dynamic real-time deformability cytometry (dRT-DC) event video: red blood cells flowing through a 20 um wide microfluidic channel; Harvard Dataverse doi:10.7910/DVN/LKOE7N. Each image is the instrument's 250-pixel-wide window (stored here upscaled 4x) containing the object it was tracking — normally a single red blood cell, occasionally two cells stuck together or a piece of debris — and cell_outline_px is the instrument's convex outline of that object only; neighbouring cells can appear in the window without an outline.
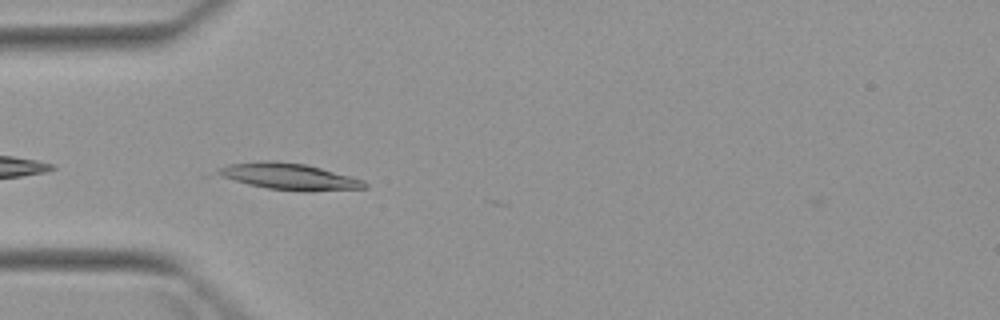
{"species": "Egyptian fruit bat (a non-hibernating species)", "species_latin": "Rousettus aegyptiacus", "temperature_condition": "warm", "stored_images_in_passage": 6, "camera_frame_rate_fps": 3000, "um_per_image_px": 0.085, "animal": {"sex": "female"}, "frame": {"image": 1, "passage_image": 5, "time_ms": 4.667, "image_size_px": [1000, 320], "cell_outline_px": [[368, 188], [304, 192], [268, 188], [200, 176], [216, 168], [228, 164], [268, 160], [272, 160], [304, 164], [352, 176], [364, 180], [368, 184]], "centroid_in_image_um": [24.3, 15.01], "position_along_channel_um": 60.7, "area_um2": 23.87}}
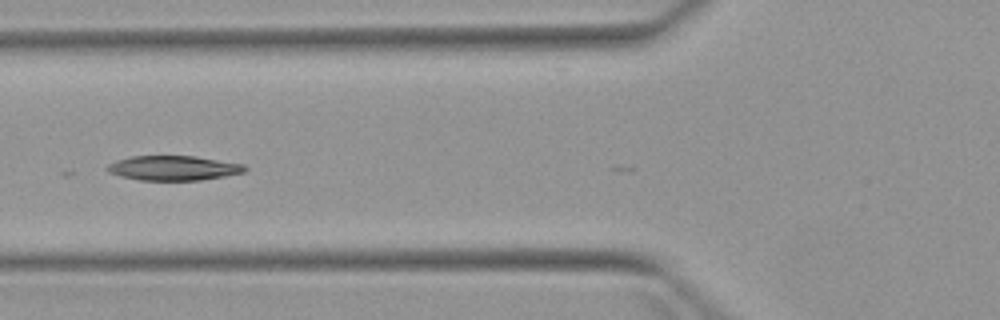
{"frame": {"image": 2, "passage_image": 6, "time_ms": 6.0, "image_size_px": [1000, 320], "cell_outline_px": [[248, 168], [244, 172], [224, 176], [200, 180], [140, 180], [120, 176], [108, 172], [104, 168], [108, 164], [116, 160], [132, 156], [196, 156], [244, 164]], "centroid_in_image_um": [14.72, 14.28], "position_along_channel_um": 111.1, "area_um2": 19.83}}